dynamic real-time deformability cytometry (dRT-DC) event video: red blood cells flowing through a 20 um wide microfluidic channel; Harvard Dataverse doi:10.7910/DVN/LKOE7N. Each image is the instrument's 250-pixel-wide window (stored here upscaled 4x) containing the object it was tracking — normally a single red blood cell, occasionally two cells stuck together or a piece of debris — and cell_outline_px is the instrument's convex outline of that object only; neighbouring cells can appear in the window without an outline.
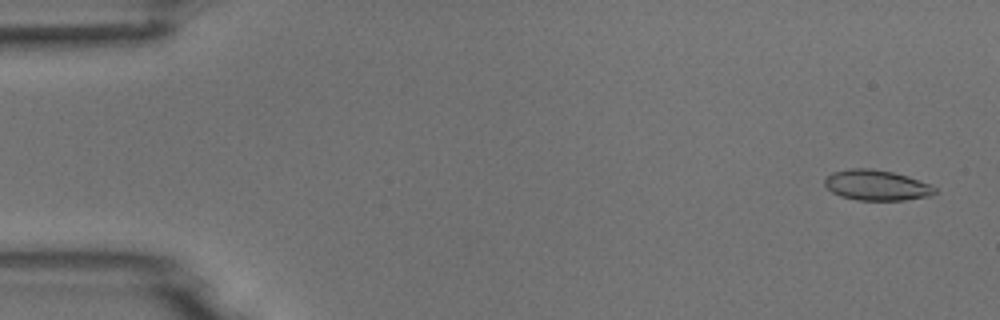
{"species": "common noctule bat (a hibernating species)", "species_latin": "Nyctalus noctula", "temperature_condition": "room temperature", "stored_images_in_passage": 4, "camera_frame_rate_fps": 3000, "um_per_image_px": 0.085, "animal": {"sex": "male", "body_mass_g": 18.8}, "frame": {"image": 1, "passage_image": 1, "time_ms": 0.0, "image_size_px": [1000, 320], "cell_outline_px": [[936, 192], [932, 196], [904, 200], [856, 200], [840, 196], [832, 192], [824, 184], [824, 180], [832, 172], [852, 168], [872, 168], [892, 172], [908, 176], [928, 184], [936, 188]], "centroid_in_image_um": [74.5, 15.75], "position_along_channel_um": 10.5, "area_um2": 19.54}}
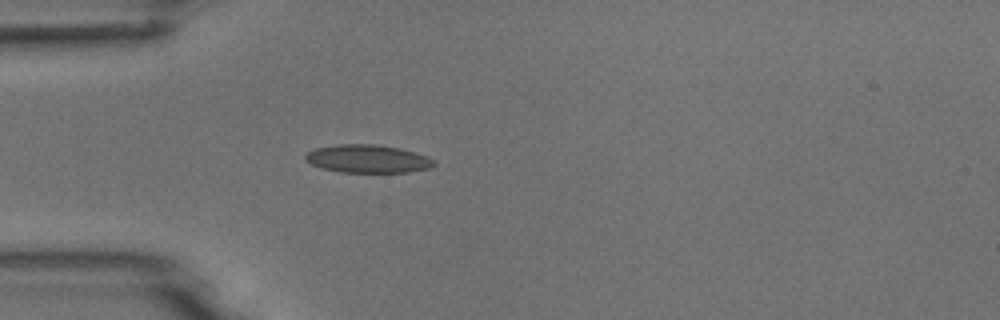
{"frame": {"image": 2, "passage_image": 4, "time_ms": 1.0, "image_size_px": [1000, 320], "cell_outline_px": [[436, 164], [428, 168], [408, 172], [340, 172], [324, 168], [312, 164], [304, 160], [304, 156], [308, 152], [316, 148], [336, 144], [376, 144], [400, 148], [424, 156], [432, 160]], "centroid_in_image_um": [31.2, 13.49], "position_along_channel_um": 53.8, "area_um2": 20.75}}